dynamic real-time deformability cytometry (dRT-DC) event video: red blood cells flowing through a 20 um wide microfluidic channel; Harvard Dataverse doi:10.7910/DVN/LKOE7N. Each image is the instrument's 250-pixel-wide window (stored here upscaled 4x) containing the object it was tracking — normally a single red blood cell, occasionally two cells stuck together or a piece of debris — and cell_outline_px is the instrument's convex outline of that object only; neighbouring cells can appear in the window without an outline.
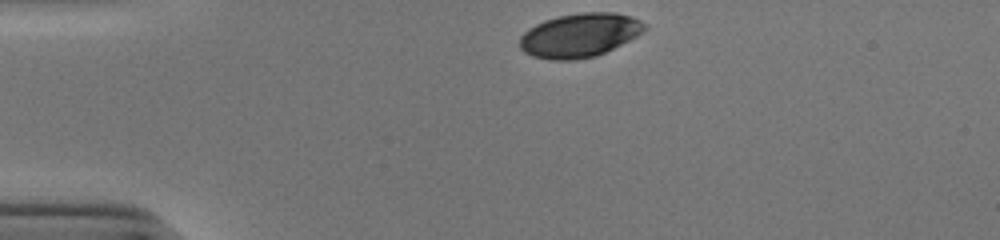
{"species": "human", "species_latin": "Homo sapiens", "temperature_condition": "cold", "stored_images_in_passage": 32, "camera_frame_rate_fps": 3000, "um_per_image_px": 0.085, "donor": {"sex": "male"}, "frame": {"image": 1, "passage_image": 1, "time_ms": 0.0, "image_size_px": [1000, 240], "cell_outline_px": [[648, 28], [644, 32], [596, 56], [576, 60], [548, 60], [532, 56], [524, 52], [520, 48], [520, 36], [528, 28], [544, 20], [556, 16], [580, 12], [616, 12], [632, 16], [648, 24]], "centroid_in_image_um": [49.27, 2.98], "position_along_channel_um": 35.7, "area_um2": 32.25}}
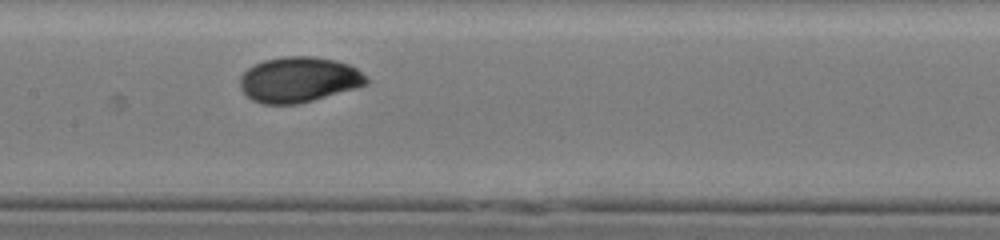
{"frame": {"image": 2, "passage_image": 16, "time_ms": 5.0, "image_size_px": [1000, 240], "cell_outline_px": [[368, 84], [356, 88], [312, 100], [296, 104], [264, 104], [252, 100], [240, 88], [240, 76], [248, 68], [264, 60], [284, 56], [312, 56], [336, 60], [348, 64], [356, 68], [368, 76]], "centroid_in_image_um": [25.41, 6.76], "position_along_channel_um": 182.0, "area_um2": 33.41}}
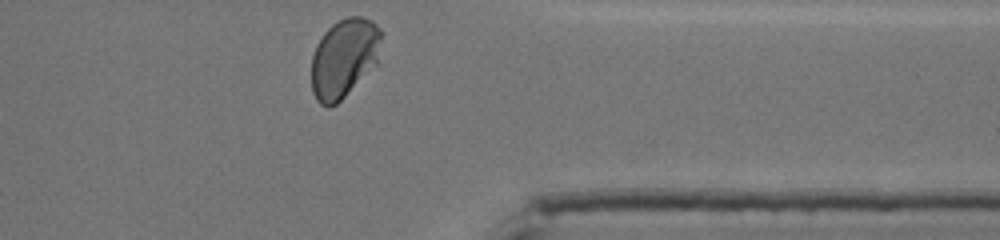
{"frame": {"image": 3, "passage_image": 32, "time_ms": 10.333, "image_size_px": [1000, 240], "cell_outline_px": [[380, 40], [376, 64], [336, 104], [328, 108], [320, 104], [316, 100], [312, 92], [312, 56], [316, 44], [324, 32], [332, 24], [348, 16], [360, 16], [372, 20], [380, 28]], "centroid_in_image_um": [29.21, 4.92], "position_along_channel_um": 382.2, "area_um2": 31.85}, "authors_computed_cell_mechanics": {"area_um2": 32.7148, "velocity_mm_per_s": 3.891, "shape_relaxation_time_tau1_ms": 2.986, "shape_relaxation_time_tau2_ms": null, "deformation_change_tau1": 0.128, "deformation_change_tau2": null}}